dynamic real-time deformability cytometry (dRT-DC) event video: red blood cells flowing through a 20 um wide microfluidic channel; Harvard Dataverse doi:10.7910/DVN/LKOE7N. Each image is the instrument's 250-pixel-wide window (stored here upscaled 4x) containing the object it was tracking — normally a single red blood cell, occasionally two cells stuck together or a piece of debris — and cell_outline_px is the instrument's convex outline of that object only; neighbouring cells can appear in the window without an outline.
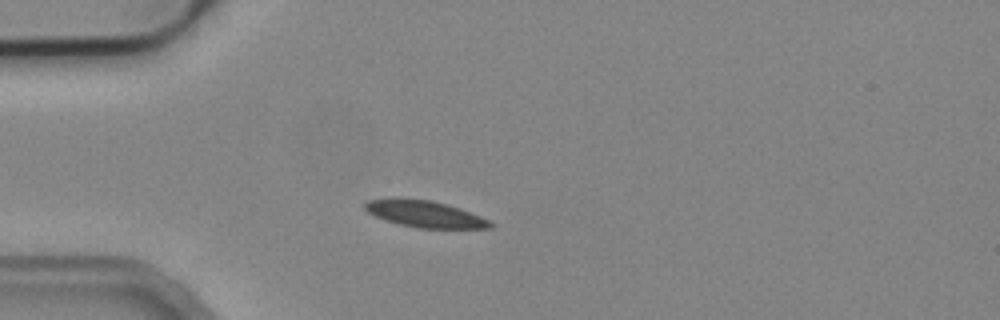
{"species": "common noctule bat (a hibernating species)", "species_latin": "Nyctalus noctula", "temperature_condition": "cold", "stored_images_in_passage": 6, "camera_frame_rate_fps": 3000, "um_per_image_px": 0.085, "animal": {"sex": "male", "body_mass_g": 19.2, "forearm_length_mm": 51.8}, "frame": {"image": 1, "passage_image": 1, "time_ms": 0.0, "image_size_px": [1000, 320], "cell_outline_px": [[496, 224], [492, 228], [416, 228], [400, 224], [376, 216], [368, 212], [364, 208], [364, 204], [368, 200], [432, 200], [448, 204], [460, 208], [480, 216]], "centroid_in_image_um": [36.21, 18.22], "position_along_channel_um": 48.8, "area_um2": 18.84}}